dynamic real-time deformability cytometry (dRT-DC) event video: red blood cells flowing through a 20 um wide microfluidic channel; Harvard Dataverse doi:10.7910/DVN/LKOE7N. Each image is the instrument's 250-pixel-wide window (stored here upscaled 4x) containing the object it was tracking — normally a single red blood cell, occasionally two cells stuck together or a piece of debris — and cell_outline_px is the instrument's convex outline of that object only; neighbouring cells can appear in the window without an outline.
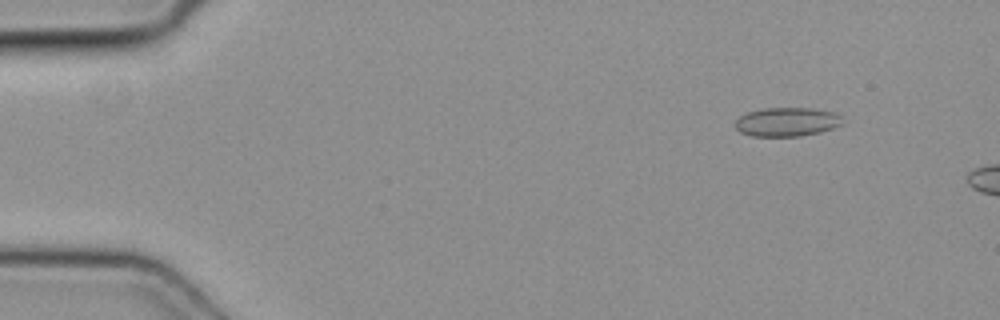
{"species": "common noctule bat (a hibernating species)", "species_latin": "Nyctalus noctula", "temperature_condition": "cold", "stored_images_in_passage": 15, "camera_frame_rate_fps": 3000, "um_per_image_px": 0.085, "animal": {"sex": "female", "body_mass_g": 19.3, "forearm_length_mm": 54.1}, "frame": {"image": 1, "passage_image": 6, "time_ms": 1.667, "image_size_px": [1000, 320], "cell_outline_px": [[844, 124], [820, 132], [800, 136], [752, 136], [740, 132], [736, 128], [736, 120], [740, 116], [748, 112], [764, 108], [812, 108], [832, 112], [840, 116]], "centroid_in_image_um": [66.89, 10.36], "position_along_channel_um": 18.1, "area_um2": 17.98}}
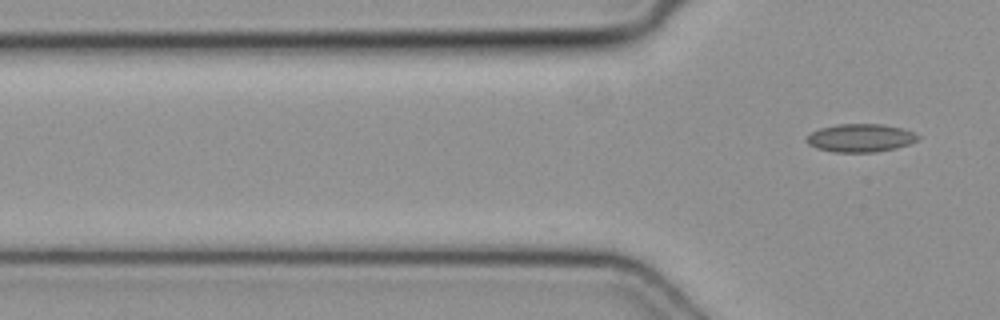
{"frame": {"image": 2, "passage_image": 15, "time_ms": 4.667, "image_size_px": [1000, 320], "cell_outline_px": [[920, 136], [916, 140], [908, 144], [896, 148], [876, 152], [832, 152], [816, 148], [808, 144], [808, 136], [812, 132], [820, 128], [836, 124], [880, 124], [904, 128], [916, 132]], "centroid_in_image_um": [73.17, 11.72], "position_along_channel_um": 52.6, "area_um2": 18.26}}